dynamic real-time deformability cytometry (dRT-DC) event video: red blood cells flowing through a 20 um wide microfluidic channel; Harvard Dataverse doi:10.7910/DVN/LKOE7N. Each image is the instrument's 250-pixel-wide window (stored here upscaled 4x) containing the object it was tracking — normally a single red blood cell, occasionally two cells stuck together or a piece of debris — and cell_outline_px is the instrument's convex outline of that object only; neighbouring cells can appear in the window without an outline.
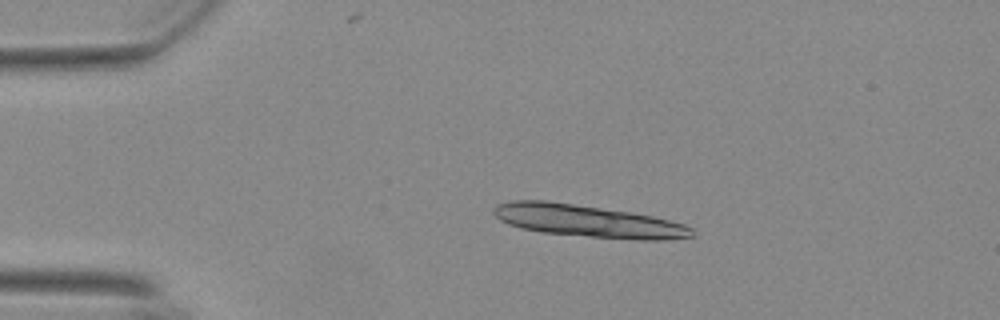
{"species": "Egyptian fruit bat (a non-hibernating species)", "species_latin": "Rousettus aegyptiacus", "temperature_condition": "warm", "stored_images_in_passage": 16, "camera_frame_rate_fps": 3000, "um_per_image_px": 0.085, "animal": {"sex": "female"}, "frame": {"image": 1, "passage_image": 10, "time_ms": 3.0, "image_size_px": [1000, 320], "cell_outline_px": [[692, 236], [664, 240], [644, 240], [588, 236], [544, 232], [520, 228], [500, 220], [492, 212], [492, 208], [496, 204], [516, 200], [544, 200], [628, 212], [652, 216], [684, 224], [692, 228]], "centroid_in_image_um": [49.93, 18.78], "position_along_channel_um": 35.1, "area_um2": 36.59}}